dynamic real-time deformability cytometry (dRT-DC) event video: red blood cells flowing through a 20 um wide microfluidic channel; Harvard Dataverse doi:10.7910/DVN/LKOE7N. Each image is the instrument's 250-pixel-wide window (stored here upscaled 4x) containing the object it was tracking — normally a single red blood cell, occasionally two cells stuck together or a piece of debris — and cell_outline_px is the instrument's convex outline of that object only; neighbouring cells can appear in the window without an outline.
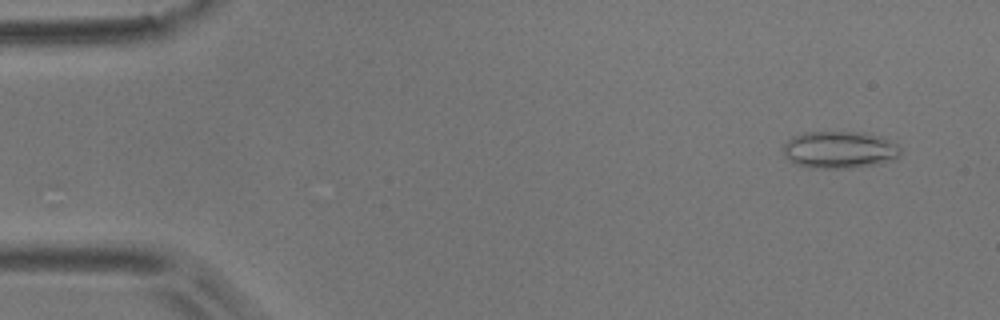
{"species": "common noctule bat (a hibernating species)", "species_latin": "Nyctalus noctula", "temperature_condition": "room temperature", "stored_images_in_passage": 53, "camera_frame_rate_fps": 3000, "um_per_image_px": 0.085, "animal": {"sex": "male", "body_mass_g": 17.9}, "frame": {"image": 1, "passage_image": 4, "time_ms": 1.0, "image_size_px": [1000, 320], "cell_outline_px": [[900, 156], [876, 164], [856, 168], [812, 168], [796, 164], [788, 160], [784, 156], [784, 144], [792, 136], [804, 132], [864, 132], [880, 136], [896, 144], [900, 148]], "centroid_in_image_um": [71.33, 12.73], "position_along_channel_um": 13.7, "area_um2": 25.43}}
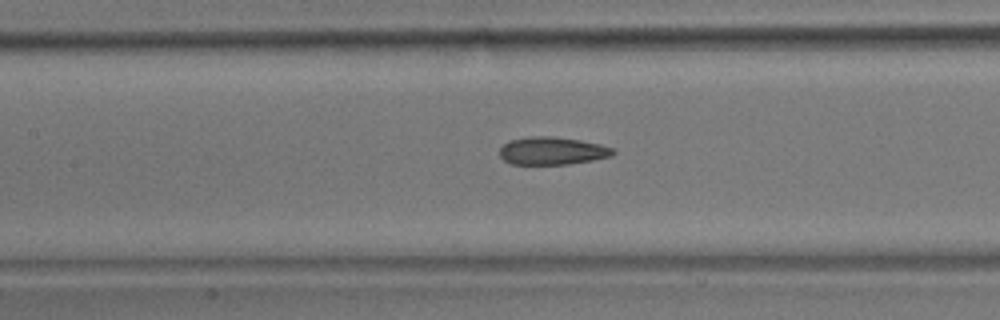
{"frame": {"image": 2, "passage_image": 24, "time_ms": 7.667, "image_size_px": [1000, 320], "cell_outline_px": [[616, 152], [612, 156], [592, 160], [568, 164], [512, 164], [504, 160], [500, 156], [500, 148], [508, 140], [532, 136], [552, 136], [580, 140], [600, 144], [612, 148]], "centroid_in_image_um": [46.93, 12.82], "position_along_channel_um": 160.5, "area_um2": 18.32}}
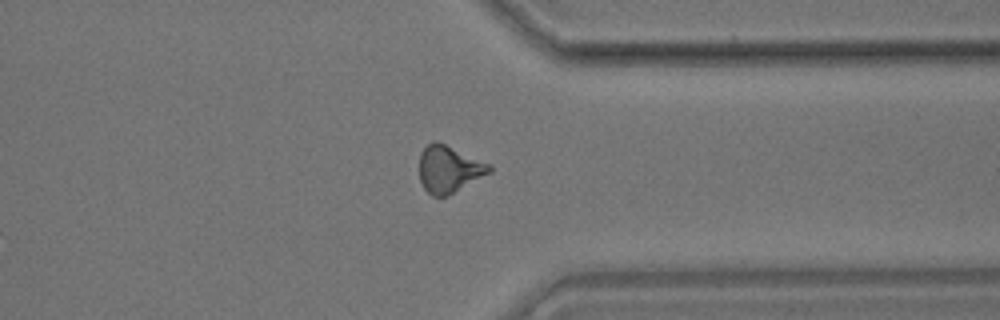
{"frame": {"image": 3, "passage_image": 41, "time_ms": 13.333, "image_size_px": [1000, 320], "cell_outline_px": [[492, 172], [448, 196], [432, 196], [424, 188], [420, 180], [420, 152], [432, 140], [436, 140], [492, 164]], "centroid_in_image_um": [38.19, 14.37], "position_along_channel_um": 373.2, "area_um2": 19.36}, "authors_computed_cell_mechanics": {"area_um2": 19.0162, "velocity_mm_per_s": 3.8075, "shape_relaxation_time_tau1_ms": 7.1275, "shape_relaxation_time_tau2_ms": 1.5859, "deformation_change_tau1": 0.1749, "deformation_change_tau2": 0.0895}}